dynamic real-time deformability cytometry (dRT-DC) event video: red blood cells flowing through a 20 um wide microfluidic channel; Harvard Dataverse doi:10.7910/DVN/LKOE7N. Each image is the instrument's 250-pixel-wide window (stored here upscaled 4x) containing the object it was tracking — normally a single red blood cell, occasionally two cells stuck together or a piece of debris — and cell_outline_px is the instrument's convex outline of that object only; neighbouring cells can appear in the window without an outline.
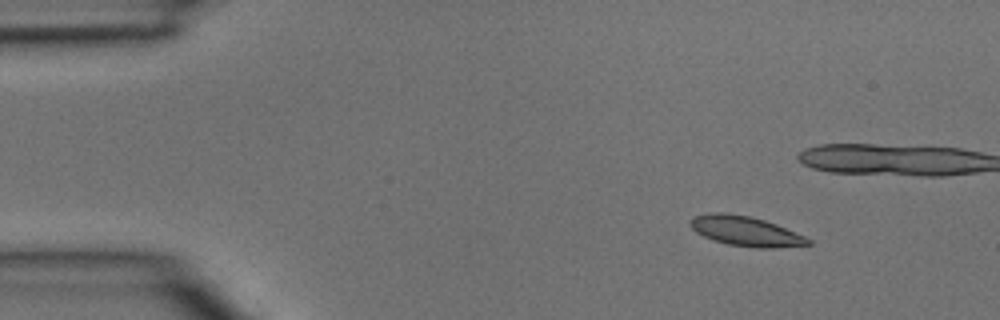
{"species": "common noctule bat (a hibernating species)", "species_latin": "Nyctalus noctula", "temperature_condition": "room temperature", "stored_images_in_passage": 4, "camera_frame_rate_fps": 3000, "um_per_image_px": 0.085, "animal": {"sex": "male", "body_mass_g": 15.6}, "frame": {"image": 1, "passage_image": 1, "time_ms": 0.0, "image_size_px": [1000, 320], "cell_outline_px": [[812, 244], [776, 248], [756, 248], [728, 244], [712, 240], [696, 232], [688, 224], [692, 216], [712, 212], [724, 212], [748, 216], [764, 220], [776, 224], [804, 236], [812, 240]], "centroid_in_image_um": [63.35, 19.65], "position_along_channel_um": 21.6, "area_um2": 20.52}}